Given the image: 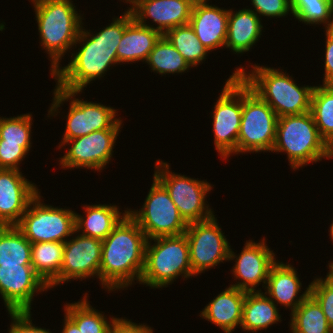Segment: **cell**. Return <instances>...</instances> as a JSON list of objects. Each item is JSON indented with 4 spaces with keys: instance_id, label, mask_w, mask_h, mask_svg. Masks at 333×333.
Wrapping results in <instances>:
<instances>
[{
    "instance_id": "obj_1",
    "label": "cell",
    "mask_w": 333,
    "mask_h": 333,
    "mask_svg": "<svg viewBox=\"0 0 333 333\" xmlns=\"http://www.w3.org/2000/svg\"><path fill=\"white\" fill-rule=\"evenodd\" d=\"M123 14L119 18H113L111 24L95 35L82 26L75 42V47L79 43L81 48L72 53L73 58L67 66H59L51 74L57 80V88L83 92L91 81L104 77L110 66L118 64V44L125 28L133 19L131 12L125 11Z\"/></svg>"
},
{
    "instance_id": "obj_2",
    "label": "cell",
    "mask_w": 333,
    "mask_h": 333,
    "mask_svg": "<svg viewBox=\"0 0 333 333\" xmlns=\"http://www.w3.org/2000/svg\"><path fill=\"white\" fill-rule=\"evenodd\" d=\"M147 237L127 213L102 240L99 281L107 291L125 289L140 281L145 265Z\"/></svg>"
},
{
    "instance_id": "obj_3",
    "label": "cell",
    "mask_w": 333,
    "mask_h": 333,
    "mask_svg": "<svg viewBox=\"0 0 333 333\" xmlns=\"http://www.w3.org/2000/svg\"><path fill=\"white\" fill-rule=\"evenodd\" d=\"M244 66L237 68L233 76L240 78L265 101L278 117L300 115L310 111L314 86H298L292 76L281 69L252 65L250 72Z\"/></svg>"
},
{
    "instance_id": "obj_4",
    "label": "cell",
    "mask_w": 333,
    "mask_h": 333,
    "mask_svg": "<svg viewBox=\"0 0 333 333\" xmlns=\"http://www.w3.org/2000/svg\"><path fill=\"white\" fill-rule=\"evenodd\" d=\"M34 4L40 42L51 58V74L73 48L82 28V16L72 0H31Z\"/></svg>"
},
{
    "instance_id": "obj_5",
    "label": "cell",
    "mask_w": 333,
    "mask_h": 333,
    "mask_svg": "<svg viewBox=\"0 0 333 333\" xmlns=\"http://www.w3.org/2000/svg\"><path fill=\"white\" fill-rule=\"evenodd\" d=\"M273 151L287 153L293 170L333 157V150L321 138L310 111L278 117Z\"/></svg>"
},
{
    "instance_id": "obj_6",
    "label": "cell",
    "mask_w": 333,
    "mask_h": 333,
    "mask_svg": "<svg viewBox=\"0 0 333 333\" xmlns=\"http://www.w3.org/2000/svg\"><path fill=\"white\" fill-rule=\"evenodd\" d=\"M153 240L155 243L152 245ZM180 275L182 278H192L189 246L185 233L148 239L145 265L139 284L151 288H163Z\"/></svg>"
},
{
    "instance_id": "obj_7",
    "label": "cell",
    "mask_w": 333,
    "mask_h": 333,
    "mask_svg": "<svg viewBox=\"0 0 333 333\" xmlns=\"http://www.w3.org/2000/svg\"><path fill=\"white\" fill-rule=\"evenodd\" d=\"M278 116L242 80V116L237 140V154L267 152L273 149Z\"/></svg>"
},
{
    "instance_id": "obj_8",
    "label": "cell",
    "mask_w": 333,
    "mask_h": 333,
    "mask_svg": "<svg viewBox=\"0 0 333 333\" xmlns=\"http://www.w3.org/2000/svg\"><path fill=\"white\" fill-rule=\"evenodd\" d=\"M53 102L48 111V117L56 116L58 108L65 101H70V108L67 114V122L62 140H71L94 131L103 129H121L122 120L116 118V109L105 106L101 103L82 101L75 98L82 91L62 90L55 86ZM62 104V105H61Z\"/></svg>"
},
{
    "instance_id": "obj_9",
    "label": "cell",
    "mask_w": 333,
    "mask_h": 333,
    "mask_svg": "<svg viewBox=\"0 0 333 333\" xmlns=\"http://www.w3.org/2000/svg\"><path fill=\"white\" fill-rule=\"evenodd\" d=\"M155 167L153 176L168 191L171 200L187 224L205 221L214 216V212L205 199L208 192L212 190L210 183L172 173L169 170V164L162 160H156Z\"/></svg>"
},
{
    "instance_id": "obj_10",
    "label": "cell",
    "mask_w": 333,
    "mask_h": 333,
    "mask_svg": "<svg viewBox=\"0 0 333 333\" xmlns=\"http://www.w3.org/2000/svg\"><path fill=\"white\" fill-rule=\"evenodd\" d=\"M128 214L137 222L147 239L184 234L188 224L181 217L165 187L153 176V183L141 209Z\"/></svg>"
},
{
    "instance_id": "obj_11",
    "label": "cell",
    "mask_w": 333,
    "mask_h": 333,
    "mask_svg": "<svg viewBox=\"0 0 333 333\" xmlns=\"http://www.w3.org/2000/svg\"><path fill=\"white\" fill-rule=\"evenodd\" d=\"M40 192L31 200L16 227L31 243L62 242L76 234L75 212L41 202Z\"/></svg>"
},
{
    "instance_id": "obj_12",
    "label": "cell",
    "mask_w": 333,
    "mask_h": 333,
    "mask_svg": "<svg viewBox=\"0 0 333 333\" xmlns=\"http://www.w3.org/2000/svg\"><path fill=\"white\" fill-rule=\"evenodd\" d=\"M213 114V115H212ZM215 149L222 159L237 154V140L242 116V79L231 75L211 113Z\"/></svg>"
},
{
    "instance_id": "obj_13",
    "label": "cell",
    "mask_w": 333,
    "mask_h": 333,
    "mask_svg": "<svg viewBox=\"0 0 333 333\" xmlns=\"http://www.w3.org/2000/svg\"><path fill=\"white\" fill-rule=\"evenodd\" d=\"M185 235L188 240L192 277L220 262L229 261L231 246L215 215L208 220L188 224Z\"/></svg>"
},
{
    "instance_id": "obj_14",
    "label": "cell",
    "mask_w": 333,
    "mask_h": 333,
    "mask_svg": "<svg viewBox=\"0 0 333 333\" xmlns=\"http://www.w3.org/2000/svg\"><path fill=\"white\" fill-rule=\"evenodd\" d=\"M120 129H103L94 131L88 135L71 140H62L61 146L70 145L67 153L60 160V166L63 169L86 168L95 171H101L109 164L113 146L116 142Z\"/></svg>"
},
{
    "instance_id": "obj_15",
    "label": "cell",
    "mask_w": 333,
    "mask_h": 333,
    "mask_svg": "<svg viewBox=\"0 0 333 333\" xmlns=\"http://www.w3.org/2000/svg\"><path fill=\"white\" fill-rule=\"evenodd\" d=\"M49 286L32 265H0V294L9 312H31L36 293Z\"/></svg>"
},
{
    "instance_id": "obj_16",
    "label": "cell",
    "mask_w": 333,
    "mask_h": 333,
    "mask_svg": "<svg viewBox=\"0 0 333 333\" xmlns=\"http://www.w3.org/2000/svg\"><path fill=\"white\" fill-rule=\"evenodd\" d=\"M102 240L82 234L64 242L63 262L59 276L49 285V289L71 279L99 278Z\"/></svg>"
},
{
    "instance_id": "obj_17",
    "label": "cell",
    "mask_w": 333,
    "mask_h": 333,
    "mask_svg": "<svg viewBox=\"0 0 333 333\" xmlns=\"http://www.w3.org/2000/svg\"><path fill=\"white\" fill-rule=\"evenodd\" d=\"M244 245L239 256L235 255L230 247L229 261L236 262L232 269L234 280L238 279L241 282L229 286L246 292L261 291L256 290V287L261 282L262 286L266 287L270 268L277 261L275 253L268 248L265 239H261L259 243L248 240Z\"/></svg>"
},
{
    "instance_id": "obj_18",
    "label": "cell",
    "mask_w": 333,
    "mask_h": 333,
    "mask_svg": "<svg viewBox=\"0 0 333 333\" xmlns=\"http://www.w3.org/2000/svg\"><path fill=\"white\" fill-rule=\"evenodd\" d=\"M39 192L20 170L0 169V226H16Z\"/></svg>"
},
{
    "instance_id": "obj_19",
    "label": "cell",
    "mask_w": 333,
    "mask_h": 333,
    "mask_svg": "<svg viewBox=\"0 0 333 333\" xmlns=\"http://www.w3.org/2000/svg\"><path fill=\"white\" fill-rule=\"evenodd\" d=\"M196 0H137L131 11L133 19L147 26L146 18L155 22V30L164 35L177 26L189 24Z\"/></svg>"
},
{
    "instance_id": "obj_20",
    "label": "cell",
    "mask_w": 333,
    "mask_h": 333,
    "mask_svg": "<svg viewBox=\"0 0 333 333\" xmlns=\"http://www.w3.org/2000/svg\"><path fill=\"white\" fill-rule=\"evenodd\" d=\"M207 2L196 1L193 4L189 24L199 41L213 51L225 47L229 10Z\"/></svg>"
},
{
    "instance_id": "obj_21",
    "label": "cell",
    "mask_w": 333,
    "mask_h": 333,
    "mask_svg": "<svg viewBox=\"0 0 333 333\" xmlns=\"http://www.w3.org/2000/svg\"><path fill=\"white\" fill-rule=\"evenodd\" d=\"M302 283L295 268L287 263L276 261L270 268L265 294L277 304L296 310L309 295L310 285L298 297ZM298 297V298H297ZM296 298V299H295Z\"/></svg>"
},
{
    "instance_id": "obj_22",
    "label": "cell",
    "mask_w": 333,
    "mask_h": 333,
    "mask_svg": "<svg viewBox=\"0 0 333 333\" xmlns=\"http://www.w3.org/2000/svg\"><path fill=\"white\" fill-rule=\"evenodd\" d=\"M246 291L229 286L200 311V317L231 333L241 325Z\"/></svg>"
},
{
    "instance_id": "obj_23",
    "label": "cell",
    "mask_w": 333,
    "mask_h": 333,
    "mask_svg": "<svg viewBox=\"0 0 333 333\" xmlns=\"http://www.w3.org/2000/svg\"><path fill=\"white\" fill-rule=\"evenodd\" d=\"M252 8L238 11L229 9L226 48L236 54L248 52L261 38L263 25Z\"/></svg>"
},
{
    "instance_id": "obj_24",
    "label": "cell",
    "mask_w": 333,
    "mask_h": 333,
    "mask_svg": "<svg viewBox=\"0 0 333 333\" xmlns=\"http://www.w3.org/2000/svg\"><path fill=\"white\" fill-rule=\"evenodd\" d=\"M161 36L162 34L154 29V24L145 26L132 19L118 44V63L146 62Z\"/></svg>"
},
{
    "instance_id": "obj_25",
    "label": "cell",
    "mask_w": 333,
    "mask_h": 333,
    "mask_svg": "<svg viewBox=\"0 0 333 333\" xmlns=\"http://www.w3.org/2000/svg\"><path fill=\"white\" fill-rule=\"evenodd\" d=\"M83 208L86 216L75 214L76 233L100 240H104L128 213V210L120 212L116 205L111 204L85 205Z\"/></svg>"
},
{
    "instance_id": "obj_26",
    "label": "cell",
    "mask_w": 333,
    "mask_h": 333,
    "mask_svg": "<svg viewBox=\"0 0 333 333\" xmlns=\"http://www.w3.org/2000/svg\"><path fill=\"white\" fill-rule=\"evenodd\" d=\"M277 306L261 291L247 292L240 326L244 331L253 333L266 330L270 325L282 321Z\"/></svg>"
},
{
    "instance_id": "obj_27",
    "label": "cell",
    "mask_w": 333,
    "mask_h": 333,
    "mask_svg": "<svg viewBox=\"0 0 333 333\" xmlns=\"http://www.w3.org/2000/svg\"><path fill=\"white\" fill-rule=\"evenodd\" d=\"M64 243H31V265L49 286L60 274L63 262Z\"/></svg>"
},
{
    "instance_id": "obj_28",
    "label": "cell",
    "mask_w": 333,
    "mask_h": 333,
    "mask_svg": "<svg viewBox=\"0 0 333 333\" xmlns=\"http://www.w3.org/2000/svg\"><path fill=\"white\" fill-rule=\"evenodd\" d=\"M310 112L321 138L333 150V85L314 86Z\"/></svg>"
},
{
    "instance_id": "obj_29",
    "label": "cell",
    "mask_w": 333,
    "mask_h": 333,
    "mask_svg": "<svg viewBox=\"0 0 333 333\" xmlns=\"http://www.w3.org/2000/svg\"><path fill=\"white\" fill-rule=\"evenodd\" d=\"M290 315L291 333H333L321 306L310 294Z\"/></svg>"
},
{
    "instance_id": "obj_30",
    "label": "cell",
    "mask_w": 333,
    "mask_h": 333,
    "mask_svg": "<svg viewBox=\"0 0 333 333\" xmlns=\"http://www.w3.org/2000/svg\"><path fill=\"white\" fill-rule=\"evenodd\" d=\"M31 265V242L16 226H0V265Z\"/></svg>"
},
{
    "instance_id": "obj_31",
    "label": "cell",
    "mask_w": 333,
    "mask_h": 333,
    "mask_svg": "<svg viewBox=\"0 0 333 333\" xmlns=\"http://www.w3.org/2000/svg\"><path fill=\"white\" fill-rule=\"evenodd\" d=\"M65 314L78 326L82 333H109L111 323L115 317L106 320L104 314L93 308L87 298L75 303L64 305Z\"/></svg>"
},
{
    "instance_id": "obj_32",
    "label": "cell",
    "mask_w": 333,
    "mask_h": 333,
    "mask_svg": "<svg viewBox=\"0 0 333 333\" xmlns=\"http://www.w3.org/2000/svg\"><path fill=\"white\" fill-rule=\"evenodd\" d=\"M145 63L149 64V68L151 67V70L159 75L179 74L188 72L190 69L184 57L164 35L156 42Z\"/></svg>"
},
{
    "instance_id": "obj_33",
    "label": "cell",
    "mask_w": 333,
    "mask_h": 333,
    "mask_svg": "<svg viewBox=\"0 0 333 333\" xmlns=\"http://www.w3.org/2000/svg\"><path fill=\"white\" fill-rule=\"evenodd\" d=\"M164 36L192 68L198 66L208 56L209 50L199 41L190 24L172 28Z\"/></svg>"
},
{
    "instance_id": "obj_34",
    "label": "cell",
    "mask_w": 333,
    "mask_h": 333,
    "mask_svg": "<svg viewBox=\"0 0 333 333\" xmlns=\"http://www.w3.org/2000/svg\"><path fill=\"white\" fill-rule=\"evenodd\" d=\"M290 5L292 15L300 22L333 28V0H290Z\"/></svg>"
},
{
    "instance_id": "obj_35",
    "label": "cell",
    "mask_w": 333,
    "mask_h": 333,
    "mask_svg": "<svg viewBox=\"0 0 333 333\" xmlns=\"http://www.w3.org/2000/svg\"><path fill=\"white\" fill-rule=\"evenodd\" d=\"M32 120L29 113L10 118L0 117V140H4V143L19 144L29 152L32 146Z\"/></svg>"
},
{
    "instance_id": "obj_36",
    "label": "cell",
    "mask_w": 333,
    "mask_h": 333,
    "mask_svg": "<svg viewBox=\"0 0 333 333\" xmlns=\"http://www.w3.org/2000/svg\"><path fill=\"white\" fill-rule=\"evenodd\" d=\"M309 285V294L321 306L328 324L333 328V281L326 276L315 278Z\"/></svg>"
},
{
    "instance_id": "obj_37",
    "label": "cell",
    "mask_w": 333,
    "mask_h": 333,
    "mask_svg": "<svg viewBox=\"0 0 333 333\" xmlns=\"http://www.w3.org/2000/svg\"><path fill=\"white\" fill-rule=\"evenodd\" d=\"M28 151L19 144L4 143L0 140V169H20V163Z\"/></svg>"
},
{
    "instance_id": "obj_38",
    "label": "cell",
    "mask_w": 333,
    "mask_h": 333,
    "mask_svg": "<svg viewBox=\"0 0 333 333\" xmlns=\"http://www.w3.org/2000/svg\"><path fill=\"white\" fill-rule=\"evenodd\" d=\"M254 11L258 16L280 18L292 13L290 0H251Z\"/></svg>"
},
{
    "instance_id": "obj_39",
    "label": "cell",
    "mask_w": 333,
    "mask_h": 333,
    "mask_svg": "<svg viewBox=\"0 0 333 333\" xmlns=\"http://www.w3.org/2000/svg\"><path fill=\"white\" fill-rule=\"evenodd\" d=\"M31 312H9L11 320L9 333H52L48 329L36 327L31 320Z\"/></svg>"
},
{
    "instance_id": "obj_40",
    "label": "cell",
    "mask_w": 333,
    "mask_h": 333,
    "mask_svg": "<svg viewBox=\"0 0 333 333\" xmlns=\"http://www.w3.org/2000/svg\"><path fill=\"white\" fill-rule=\"evenodd\" d=\"M109 333H153L150 326L144 324H137L128 319L114 318Z\"/></svg>"
},
{
    "instance_id": "obj_41",
    "label": "cell",
    "mask_w": 333,
    "mask_h": 333,
    "mask_svg": "<svg viewBox=\"0 0 333 333\" xmlns=\"http://www.w3.org/2000/svg\"><path fill=\"white\" fill-rule=\"evenodd\" d=\"M323 85H333V28L326 29Z\"/></svg>"
},
{
    "instance_id": "obj_42",
    "label": "cell",
    "mask_w": 333,
    "mask_h": 333,
    "mask_svg": "<svg viewBox=\"0 0 333 333\" xmlns=\"http://www.w3.org/2000/svg\"><path fill=\"white\" fill-rule=\"evenodd\" d=\"M61 333H82L78 326L65 314L64 326Z\"/></svg>"
},
{
    "instance_id": "obj_43",
    "label": "cell",
    "mask_w": 333,
    "mask_h": 333,
    "mask_svg": "<svg viewBox=\"0 0 333 333\" xmlns=\"http://www.w3.org/2000/svg\"><path fill=\"white\" fill-rule=\"evenodd\" d=\"M123 2H124V0H123ZM125 2L127 3H129L131 6L127 9V12H131L132 10H133V8L136 6V4H137V0H125Z\"/></svg>"
},
{
    "instance_id": "obj_44",
    "label": "cell",
    "mask_w": 333,
    "mask_h": 333,
    "mask_svg": "<svg viewBox=\"0 0 333 333\" xmlns=\"http://www.w3.org/2000/svg\"><path fill=\"white\" fill-rule=\"evenodd\" d=\"M329 266V272L327 273V276L333 281V261L328 263Z\"/></svg>"
},
{
    "instance_id": "obj_45",
    "label": "cell",
    "mask_w": 333,
    "mask_h": 333,
    "mask_svg": "<svg viewBox=\"0 0 333 333\" xmlns=\"http://www.w3.org/2000/svg\"><path fill=\"white\" fill-rule=\"evenodd\" d=\"M330 233H329V235H330V238H331V240L333 241V222H332V224H331V226H330V231H329Z\"/></svg>"
}]
</instances>
